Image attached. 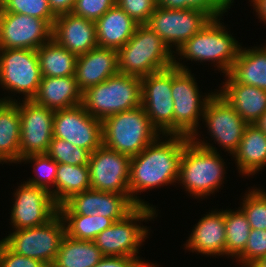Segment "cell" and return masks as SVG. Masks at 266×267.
Wrapping results in <instances>:
<instances>
[{"label": "cell", "mask_w": 266, "mask_h": 267, "mask_svg": "<svg viewBox=\"0 0 266 267\" xmlns=\"http://www.w3.org/2000/svg\"><path fill=\"white\" fill-rule=\"evenodd\" d=\"M190 138L180 135H160L138 155L131 157L129 191L137 206L156 209L138 195L161 186H176L182 152Z\"/></svg>", "instance_id": "6da1fadb"}, {"label": "cell", "mask_w": 266, "mask_h": 267, "mask_svg": "<svg viewBox=\"0 0 266 267\" xmlns=\"http://www.w3.org/2000/svg\"><path fill=\"white\" fill-rule=\"evenodd\" d=\"M196 133L189 139L180 159L178 185L188 192V196L205 200L216 194L226 179V163L215 145ZM209 141V142H208ZM213 145V146H212ZM225 176V177H224ZM219 189V190H218Z\"/></svg>", "instance_id": "7a4b0ae2"}, {"label": "cell", "mask_w": 266, "mask_h": 267, "mask_svg": "<svg viewBox=\"0 0 266 267\" xmlns=\"http://www.w3.org/2000/svg\"><path fill=\"white\" fill-rule=\"evenodd\" d=\"M221 20H223L222 17L211 19L207 25L174 52V66L191 71L184 62L194 61L196 64L210 62L215 67L214 70L220 71V75L221 73L228 74L238 57L242 44L232 36L234 34H231L226 27L228 25Z\"/></svg>", "instance_id": "3957f363"}, {"label": "cell", "mask_w": 266, "mask_h": 267, "mask_svg": "<svg viewBox=\"0 0 266 267\" xmlns=\"http://www.w3.org/2000/svg\"><path fill=\"white\" fill-rule=\"evenodd\" d=\"M118 71L143 78L174 66V53L146 24L117 50Z\"/></svg>", "instance_id": "277c9868"}, {"label": "cell", "mask_w": 266, "mask_h": 267, "mask_svg": "<svg viewBox=\"0 0 266 267\" xmlns=\"http://www.w3.org/2000/svg\"><path fill=\"white\" fill-rule=\"evenodd\" d=\"M103 145L130 157L138 155L161 134L142 106L102 120Z\"/></svg>", "instance_id": "5b68a950"}, {"label": "cell", "mask_w": 266, "mask_h": 267, "mask_svg": "<svg viewBox=\"0 0 266 267\" xmlns=\"http://www.w3.org/2000/svg\"><path fill=\"white\" fill-rule=\"evenodd\" d=\"M81 105L94 118H104L141 106V78L118 72L82 92Z\"/></svg>", "instance_id": "8992f818"}, {"label": "cell", "mask_w": 266, "mask_h": 267, "mask_svg": "<svg viewBox=\"0 0 266 267\" xmlns=\"http://www.w3.org/2000/svg\"><path fill=\"white\" fill-rule=\"evenodd\" d=\"M193 74L192 71L172 66L173 135L190 139L200 132L199 124L203 119L206 104L217 91L211 89L207 93L200 92L196 74Z\"/></svg>", "instance_id": "52a82bcc"}, {"label": "cell", "mask_w": 266, "mask_h": 267, "mask_svg": "<svg viewBox=\"0 0 266 267\" xmlns=\"http://www.w3.org/2000/svg\"><path fill=\"white\" fill-rule=\"evenodd\" d=\"M158 209L137 206L124 219L114 222L98 234L94 240L103 256L141 258L140 247L150 235L151 228L141 222L151 221L158 215Z\"/></svg>", "instance_id": "ba28073f"}, {"label": "cell", "mask_w": 266, "mask_h": 267, "mask_svg": "<svg viewBox=\"0 0 266 267\" xmlns=\"http://www.w3.org/2000/svg\"><path fill=\"white\" fill-rule=\"evenodd\" d=\"M41 79L36 50L0 49V88L4 94H9L0 97V101L32 100L38 92ZM16 94H22L23 98H14Z\"/></svg>", "instance_id": "9c48e42d"}, {"label": "cell", "mask_w": 266, "mask_h": 267, "mask_svg": "<svg viewBox=\"0 0 266 267\" xmlns=\"http://www.w3.org/2000/svg\"><path fill=\"white\" fill-rule=\"evenodd\" d=\"M12 231L1 239L12 251L45 264H53L65 235V224L57 213L43 225Z\"/></svg>", "instance_id": "30bf717a"}, {"label": "cell", "mask_w": 266, "mask_h": 267, "mask_svg": "<svg viewBox=\"0 0 266 267\" xmlns=\"http://www.w3.org/2000/svg\"><path fill=\"white\" fill-rule=\"evenodd\" d=\"M210 20L206 13L197 9L174 10L157 6L146 25L174 53Z\"/></svg>", "instance_id": "8fae6325"}, {"label": "cell", "mask_w": 266, "mask_h": 267, "mask_svg": "<svg viewBox=\"0 0 266 267\" xmlns=\"http://www.w3.org/2000/svg\"><path fill=\"white\" fill-rule=\"evenodd\" d=\"M172 67L141 78V106L161 135H173Z\"/></svg>", "instance_id": "7c38bea8"}, {"label": "cell", "mask_w": 266, "mask_h": 267, "mask_svg": "<svg viewBox=\"0 0 266 267\" xmlns=\"http://www.w3.org/2000/svg\"><path fill=\"white\" fill-rule=\"evenodd\" d=\"M202 123L207 127L209 140L221 146L224 152L233 154L238 148L248 123L217 91L208 100ZM225 149V150H224Z\"/></svg>", "instance_id": "4fadbf2b"}, {"label": "cell", "mask_w": 266, "mask_h": 267, "mask_svg": "<svg viewBox=\"0 0 266 267\" xmlns=\"http://www.w3.org/2000/svg\"><path fill=\"white\" fill-rule=\"evenodd\" d=\"M20 114V160L33 154H46L53 138L55 111L34 100L15 101Z\"/></svg>", "instance_id": "5bb4252c"}, {"label": "cell", "mask_w": 266, "mask_h": 267, "mask_svg": "<svg viewBox=\"0 0 266 267\" xmlns=\"http://www.w3.org/2000/svg\"><path fill=\"white\" fill-rule=\"evenodd\" d=\"M53 137L86 149L90 154L103 145L102 120L80 104L54 113Z\"/></svg>", "instance_id": "9a60e30c"}, {"label": "cell", "mask_w": 266, "mask_h": 267, "mask_svg": "<svg viewBox=\"0 0 266 267\" xmlns=\"http://www.w3.org/2000/svg\"><path fill=\"white\" fill-rule=\"evenodd\" d=\"M19 185L12 195L15 198L10 210L11 230L43 225L58 213V205L50 192L24 181Z\"/></svg>", "instance_id": "2e32d148"}, {"label": "cell", "mask_w": 266, "mask_h": 267, "mask_svg": "<svg viewBox=\"0 0 266 267\" xmlns=\"http://www.w3.org/2000/svg\"><path fill=\"white\" fill-rule=\"evenodd\" d=\"M131 157L102 145L89 157L91 189L130 195Z\"/></svg>", "instance_id": "e0dca14e"}, {"label": "cell", "mask_w": 266, "mask_h": 267, "mask_svg": "<svg viewBox=\"0 0 266 267\" xmlns=\"http://www.w3.org/2000/svg\"><path fill=\"white\" fill-rule=\"evenodd\" d=\"M52 39L45 20L19 13L0 12V49L37 50Z\"/></svg>", "instance_id": "ac0fdd59"}, {"label": "cell", "mask_w": 266, "mask_h": 267, "mask_svg": "<svg viewBox=\"0 0 266 267\" xmlns=\"http://www.w3.org/2000/svg\"><path fill=\"white\" fill-rule=\"evenodd\" d=\"M209 211L195 224L183 246L185 250L201 253L204 257H225V210L215 208Z\"/></svg>", "instance_id": "d6986e66"}, {"label": "cell", "mask_w": 266, "mask_h": 267, "mask_svg": "<svg viewBox=\"0 0 266 267\" xmlns=\"http://www.w3.org/2000/svg\"><path fill=\"white\" fill-rule=\"evenodd\" d=\"M52 39L77 56L98 47L95 22L72 13L56 16Z\"/></svg>", "instance_id": "ffe728a7"}, {"label": "cell", "mask_w": 266, "mask_h": 267, "mask_svg": "<svg viewBox=\"0 0 266 267\" xmlns=\"http://www.w3.org/2000/svg\"><path fill=\"white\" fill-rule=\"evenodd\" d=\"M118 72L117 50L96 47L78 56L74 76L78 88L83 92L91 86L104 82Z\"/></svg>", "instance_id": "44dd1931"}, {"label": "cell", "mask_w": 266, "mask_h": 267, "mask_svg": "<svg viewBox=\"0 0 266 267\" xmlns=\"http://www.w3.org/2000/svg\"><path fill=\"white\" fill-rule=\"evenodd\" d=\"M217 92L223 96L248 124H254L266 111V91L237 83L229 74Z\"/></svg>", "instance_id": "7402d4cb"}, {"label": "cell", "mask_w": 266, "mask_h": 267, "mask_svg": "<svg viewBox=\"0 0 266 267\" xmlns=\"http://www.w3.org/2000/svg\"><path fill=\"white\" fill-rule=\"evenodd\" d=\"M231 156L242 178L262 172L266 167V134L255 124H248Z\"/></svg>", "instance_id": "603a6c76"}, {"label": "cell", "mask_w": 266, "mask_h": 267, "mask_svg": "<svg viewBox=\"0 0 266 267\" xmlns=\"http://www.w3.org/2000/svg\"><path fill=\"white\" fill-rule=\"evenodd\" d=\"M95 25L98 47L118 50L131 39L138 23L115 4Z\"/></svg>", "instance_id": "cb8c5ba5"}, {"label": "cell", "mask_w": 266, "mask_h": 267, "mask_svg": "<svg viewBox=\"0 0 266 267\" xmlns=\"http://www.w3.org/2000/svg\"><path fill=\"white\" fill-rule=\"evenodd\" d=\"M37 104L57 111L78 106L82 102V91L75 76L42 77L36 96Z\"/></svg>", "instance_id": "d4e9b609"}, {"label": "cell", "mask_w": 266, "mask_h": 267, "mask_svg": "<svg viewBox=\"0 0 266 267\" xmlns=\"http://www.w3.org/2000/svg\"><path fill=\"white\" fill-rule=\"evenodd\" d=\"M228 74L237 83L266 91V44L263 47H241Z\"/></svg>", "instance_id": "484cf974"}, {"label": "cell", "mask_w": 266, "mask_h": 267, "mask_svg": "<svg viewBox=\"0 0 266 267\" xmlns=\"http://www.w3.org/2000/svg\"><path fill=\"white\" fill-rule=\"evenodd\" d=\"M20 114L15 102L0 101V164L20 162Z\"/></svg>", "instance_id": "4316f807"}, {"label": "cell", "mask_w": 266, "mask_h": 267, "mask_svg": "<svg viewBox=\"0 0 266 267\" xmlns=\"http://www.w3.org/2000/svg\"><path fill=\"white\" fill-rule=\"evenodd\" d=\"M103 257L94 241L76 240L65 234L53 264L56 267H93Z\"/></svg>", "instance_id": "83f0119b"}, {"label": "cell", "mask_w": 266, "mask_h": 267, "mask_svg": "<svg viewBox=\"0 0 266 267\" xmlns=\"http://www.w3.org/2000/svg\"><path fill=\"white\" fill-rule=\"evenodd\" d=\"M42 77L74 76L78 56L53 39L37 50Z\"/></svg>", "instance_id": "f1b7e54d"}, {"label": "cell", "mask_w": 266, "mask_h": 267, "mask_svg": "<svg viewBox=\"0 0 266 267\" xmlns=\"http://www.w3.org/2000/svg\"><path fill=\"white\" fill-rule=\"evenodd\" d=\"M88 189H91L88 165L58 164L55 180V203L58 206Z\"/></svg>", "instance_id": "f546056e"}, {"label": "cell", "mask_w": 266, "mask_h": 267, "mask_svg": "<svg viewBox=\"0 0 266 267\" xmlns=\"http://www.w3.org/2000/svg\"><path fill=\"white\" fill-rule=\"evenodd\" d=\"M250 225L244 212L238 209L225 210V256L234 260L244 251L249 235Z\"/></svg>", "instance_id": "4dcf8cb0"}, {"label": "cell", "mask_w": 266, "mask_h": 267, "mask_svg": "<svg viewBox=\"0 0 266 267\" xmlns=\"http://www.w3.org/2000/svg\"><path fill=\"white\" fill-rule=\"evenodd\" d=\"M65 224V234L76 240L94 241L114 221L99 215L60 214Z\"/></svg>", "instance_id": "1f68e13d"}, {"label": "cell", "mask_w": 266, "mask_h": 267, "mask_svg": "<svg viewBox=\"0 0 266 267\" xmlns=\"http://www.w3.org/2000/svg\"><path fill=\"white\" fill-rule=\"evenodd\" d=\"M31 163L33 167L34 177L28 178L25 183L31 186L44 188L51 193L55 201V180L58 163L54 161L47 153L46 154H33L22 158L19 162Z\"/></svg>", "instance_id": "d6a6232c"}, {"label": "cell", "mask_w": 266, "mask_h": 267, "mask_svg": "<svg viewBox=\"0 0 266 267\" xmlns=\"http://www.w3.org/2000/svg\"><path fill=\"white\" fill-rule=\"evenodd\" d=\"M137 205L130 195L96 190L97 215L111 218L114 222L124 219Z\"/></svg>", "instance_id": "836d02e7"}, {"label": "cell", "mask_w": 266, "mask_h": 267, "mask_svg": "<svg viewBox=\"0 0 266 267\" xmlns=\"http://www.w3.org/2000/svg\"><path fill=\"white\" fill-rule=\"evenodd\" d=\"M248 190L243 194L239 208L244 212L251 229L266 230V190L254 185Z\"/></svg>", "instance_id": "e575fe53"}, {"label": "cell", "mask_w": 266, "mask_h": 267, "mask_svg": "<svg viewBox=\"0 0 266 267\" xmlns=\"http://www.w3.org/2000/svg\"><path fill=\"white\" fill-rule=\"evenodd\" d=\"M157 6L167 9H197L206 13L211 19L224 16L234 0H156Z\"/></svg>", "instance_id": "d590c367"}, {"label": "cell", "mask_w": 266, "mask_h": 267, "mask_svg": "<svg viewBox=\"0 0 266 267\" xmlns=\"http://www.w3.org/2000/svg\"><path fill=\"white\" fill-rule=\"evenodd\" d=\"M0 12L37 17L47 21L51 26L56 19L49 7L48 0H0Z\"/></svg>", "instance_id": "8d00e7d4"}, {"label": "cell", "mask_w": 266, "mask_h": 267, "mask_svg": "<svg viewBox=\"0 0 266 267\" xmlns=\"http://www.w3.org/2000/svg\"><path fill=\"white\" fill-rule=\"evenodd\" d=\"M47 154L58 164L88 165L90 153L74 144L53 137Z\"/></svg>", "instance_id": "74e56055"}, {"label": "cell", "mask_w": 266, "mask_h": 267, "mask_svg": "<svg viewBox=\"0 0 266 267\" xmlns=\"http://www.w3.org/2000/svg\"><path fill=\"white\" fill-rule=\"evenodd\" d=\"M59 214L97 215L96 190L88 189L74 194L62 205L58 206Z\"/></svg>", "instance_id": "f35d334b"}, {"label": "cell", "mask_w": 266, "mask_h": 267, "mask_svg": "<svg viewBox=\"0 0 266 267\" xmlns=\"http://www.w3.org/2000/svg\"><path fill=\"white\" fill-rule=\"evenodd\" d=\"M264 256H266V230L251 229L244 251L234 262L240 267H250Z\"/></svg>", "instance_id": "ab89813d"}, {"label": "cell", "mask_w": 266, "mask_h": 267, "mask_svg": "<svg viewBox=\"0 0 266 267\" xmlns=\"http://www.w3.org/2000/svg\"><path fill=\"white\" fill-rule=\"evenodd\" d=\"M116 5L123 9L138 25L147 24L157 7L156 0H116Z\"/></svg>", "instance_id": "60d3db41"}, {"label": "cell", "mask_w": 266, "mask_h": 267, "mask_svg": "<svg viewBox=\"0 0 266 267\" xmlns=\"http://www.w3.org/2000/svg\"><path fill=\"white\" fill-rule=\"evenodd\" d=\"M115 4L116 0H75L71 13L96 22Z\"/></svg>", "instance_id": "b9f144b4"}, {"label": "cell", "mask_w": 266, "mask_h": 267, "mask_svg": "<svg viewBox=\"0 0 266 267\" xmlns=\"http://www.w3.org/2000/svg\"><path fill=\"white\" fill-rule=\"evenodd\" d=\"M45 265L37 259L18 255L0 240V267H44Z\"/></svg>", "instance_id": "7bdbcfd3"}, {"label": "cell", "mask_w": 266, "mask_h": 267, "mask_svg": "<svg viewBox=\"0 0 266 267\" xmlns=\"http://www.w3.org/2000/svg\"><path fill=\"white\" fill-rule=\"evenodd\" d=\"M93 267H159V265L143 260V258L104 256Z\"/></svg>", "instance_id": "ee69618b"}, {"label": "cell", "mask_w": 266, "mask_h": 267, "mask_svg": "<svg viewBox=\"0 0 266 267\" xmlns=\"http://www.w3.org/2000/svg\"><path fill=\"white\" fill-rule=\"evenodd\" d=\"M49 7L55 16L71 13L75 0H48Z\"/></svg>", "instance_id": "f6af8a7d"}, {"label": "cell", "mask_w": 266, "mask_h": 267, "mask_svg": "<svg viewBox=\"0 0 266 267\" xmlns=\"http://www.w3.org/2000/svg\"><path fill=\"white\" fill-rule=\"evenodd\" d=\"M251 6L253 7V13L256 12V17L260 22L266 25V0H249Z\"/></svg>", "instance_id": "bcb514c9"}, {"label": "cell", "mask_w": 266, "mask_h": 267, "mask_svg": "<svg viewBox=\"0 0 266 267\" xmlns=\"http://www.w3.org/2000/svg\"><path fill=\"white\" fill-rule=\"evenodd\" d=\"M254 124L266 134V111Z\"/></svg>", "instance_id": "7dc6e473"}, {"label": "cell", "mask_w": 266, "mask_h": 267, "mask_svg": "<svg viewBox=\"0 0 266 267\" xmlns=\"http://www.w3.org/2000/svg\"><path fill=\"white\" fill-rule=\"evenodd\" d=\"M250 267H266V256L258 259Z\"/></svg>", "instance_id": "c3c4849f"}, {"label": "cell", "mask_w": 266, "mask_h": 267, "mask_svg": "<svg viewBox=\"0 0 266 267\" xmlns=\"http://www.w3.org/2000/svg\"><path fill=\"white\" fill-rule=\"evenodd\" d=\"M44 267H56L54 264H46Z\"/></svg>", "instance_id": "681fc988"}]
</instances>
